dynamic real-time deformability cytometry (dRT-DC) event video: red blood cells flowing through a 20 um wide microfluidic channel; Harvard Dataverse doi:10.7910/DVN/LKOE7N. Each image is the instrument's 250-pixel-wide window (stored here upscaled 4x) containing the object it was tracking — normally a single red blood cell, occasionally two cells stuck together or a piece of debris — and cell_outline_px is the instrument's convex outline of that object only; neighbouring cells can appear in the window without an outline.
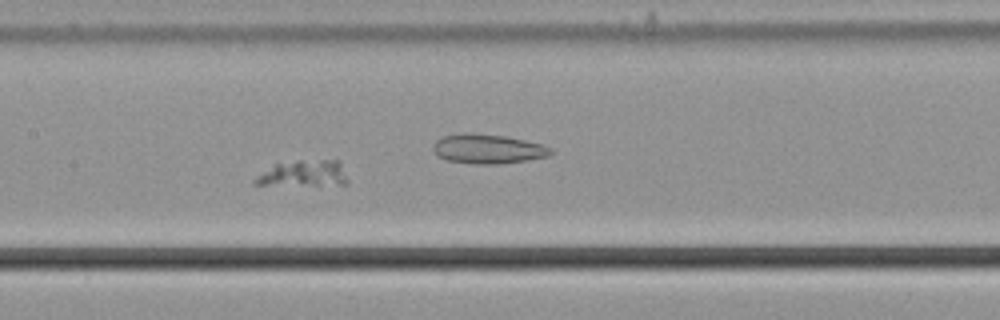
{"species": "common noctule bat (a hibernating species)", "species_latin": "Nyctalus noctula", "temperature_condition": "cold", "stored_images_in_passage": 55, "camera_frame_rate_fps": 3000, "um_per_image_px": 0.085, "animal": {"sex": "male", "body_mass_g": 21.5, "forearm_length_mm": 52.0}, "frame": {"image": 1, "passage_image": 26, "time_ms": 8.333, "image_size_px": [1000, 320], "cell_outline_px": [[348, 184], [252, 184], [252, 180], [276, 164], [296, 160], [340, 160], [348, 180]], "centroid_in_image_um": [25.87, 14.72], "position_along_channel_um": 181.5, "area_um2": 13.7}}
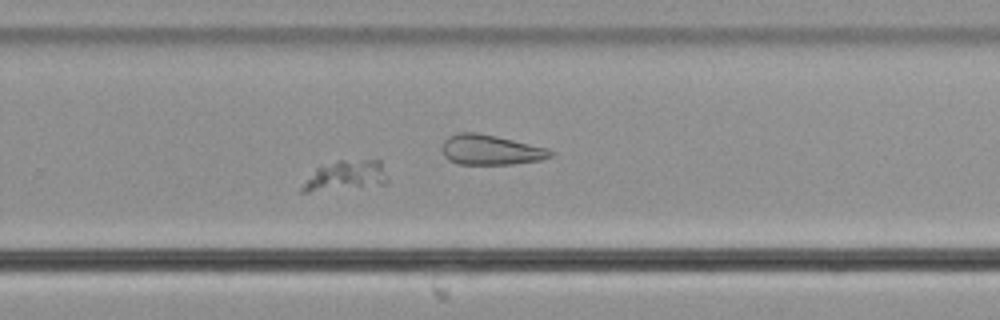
{"frame": {"image": 2, "passage_image": 36, "time_ms": 11.667, "image_size_px": [1000, 320], "cell_outline_px": [[388, 180], [384, 184], [308, 192], [300, 192], [300, 188], [316, 168], [340, 160], [380, 160], [388, 176]], "centroid_in_image_um": [29.4, 14.93], "position_along_channel_um": 300.4, "area_um2": 14.62}}
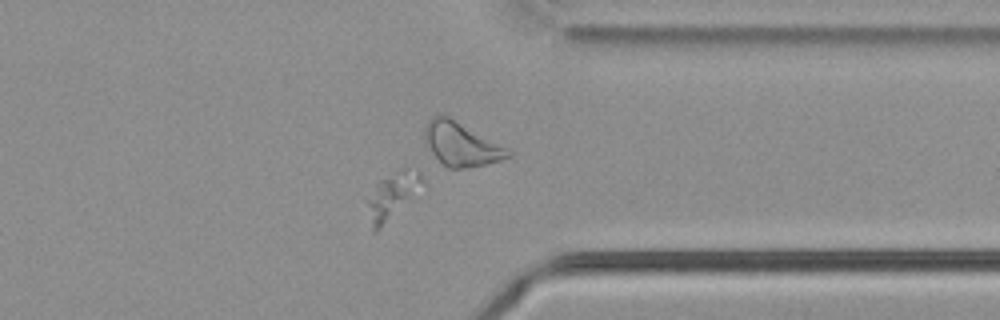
{"frame": {"image": 3, "passage_image": 43, "time_ms": 14.0, "image_size_px": [1000, 320], "cell_outline_px": [[424, 184], [376, 232], [372, 232], [368, 204], [368, 200], [376, 184], [380, 180], [400, 168], [404, 168], [420, 172]], "centroid_in_image_um": [33.35, 16.6], "position_along_channel_um": 378.1, "area_um2": 13.99}}